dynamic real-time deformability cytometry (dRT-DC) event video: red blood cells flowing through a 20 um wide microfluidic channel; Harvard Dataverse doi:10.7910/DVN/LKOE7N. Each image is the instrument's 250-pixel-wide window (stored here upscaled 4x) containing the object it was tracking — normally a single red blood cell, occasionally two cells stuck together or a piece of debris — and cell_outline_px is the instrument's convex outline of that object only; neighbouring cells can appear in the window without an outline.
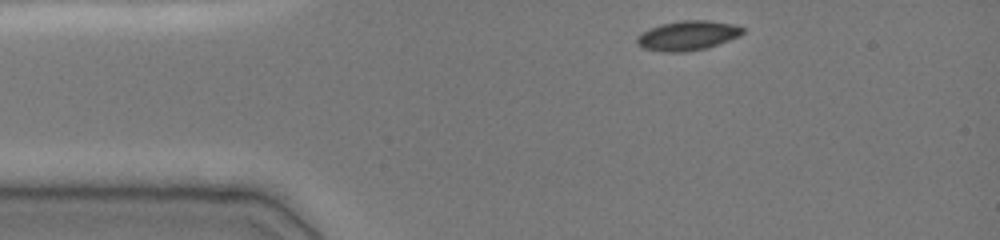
{"species": "common noctule bat (a hibernating species)", "species_latin": "Nyctalus noctula", "temperature_condition": "cold", "stored_images_in_passage": 7, "camera_frame_rate_fps": 3000, "um_per_image_px": 0.085, "animal": {"sex": "female", "body_mass_g": 19.0, "forearm_length_mm": 51.5}, "frame": {"image": 1, "passage_image": 1, "time_ms": 0.0, "image_size_px": [1000, 240], "cell_outline_px": [[744, 32], [740, 36], [708, 48], [688, 52], [660, 52], [644, 48], [636, 44], [636, 36], [640, 32], [648, 28], [660, 24], [680, 20], [708, 20], [732, 24], [744, 28]], "centroid_in_image_um": [58.41, 3.03], "position_along_channel_um": 26.6, "area_um2": 18.61}}
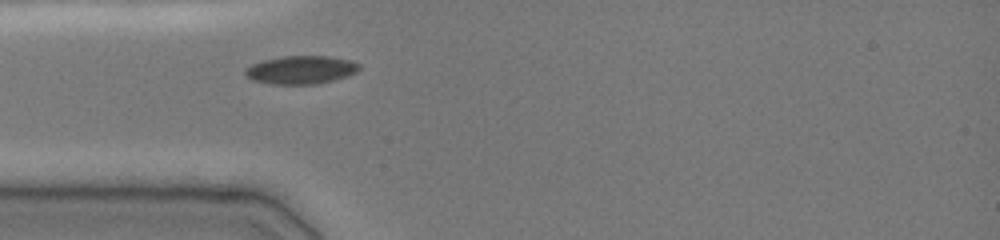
{"frame": {"image": 2, "passage_image": 7, "time_ms": 2.0, "image_size_px": [1000, 240], "cell_outline_px": [[360, 68], [356, 72], [332, 80], [316, 84], [268, 84], [252, 80], [244, 72], [244, 68], [252, 64], [264, 60], [280, 56], [328, 56], [352, 60], [360, 64]], "centroid_in_image_um": [25.56, 5.93], "position_along_channel_um": 59.4, "area_um2": 18.73}}